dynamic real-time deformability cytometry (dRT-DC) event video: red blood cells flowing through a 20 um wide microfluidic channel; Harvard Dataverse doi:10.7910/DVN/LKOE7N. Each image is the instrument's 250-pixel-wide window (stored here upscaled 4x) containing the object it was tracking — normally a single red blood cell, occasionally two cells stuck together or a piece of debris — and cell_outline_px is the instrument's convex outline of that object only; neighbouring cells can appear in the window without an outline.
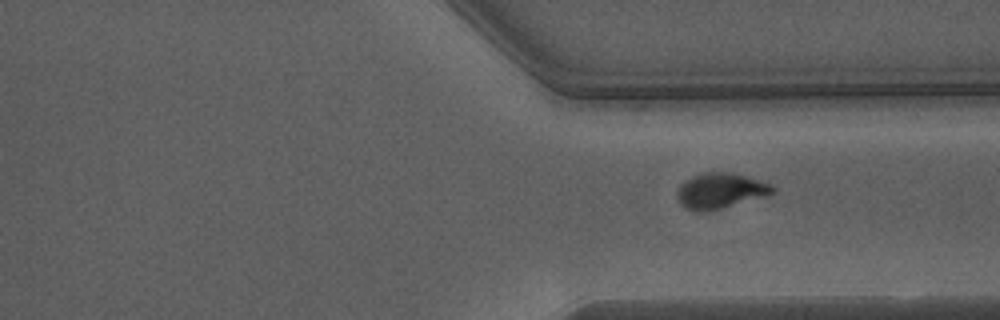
{"species": "Egyptian fruit bat (a non-hibernating species)", "species_latin": "Rousettus aegyptiacus", "temperature_condition": "warm", "stored_images_in_passage": 19, "camera_frame_rate_fps": 3000, "um_per_image_px": 0.085, "animal": {"sex": "male"}, "frame": {"image": 1, "passage_image": 19, "time_ms": 6.0, "image_size_px": [1000, 320], "cell_outline_px": [[776, 188], [772, 192], [764, 196], [720, 208], [696, 212], [684, 208], [680, 204], [676, 196], [676, 192], [680, 184], [684, 180], [700, 172], [736, 172], [772, 184]], "centroid_in_image_um": [61.18, 16.18], "position_along_channel_um": 350.2, "area_um2": 19.83}}